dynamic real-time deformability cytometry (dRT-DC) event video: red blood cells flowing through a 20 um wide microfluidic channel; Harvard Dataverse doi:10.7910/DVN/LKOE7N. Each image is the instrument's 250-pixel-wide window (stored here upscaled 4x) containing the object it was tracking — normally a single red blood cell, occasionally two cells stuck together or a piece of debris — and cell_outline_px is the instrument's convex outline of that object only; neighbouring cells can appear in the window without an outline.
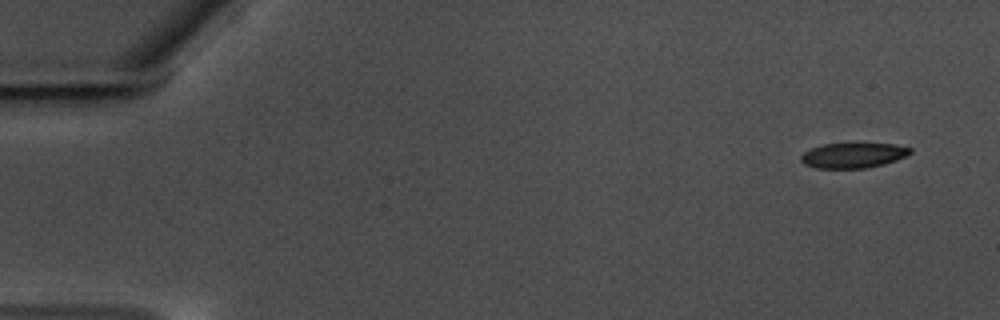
{"species": "common noctule bat (a hibernating species)", "species_latin": "Nyctalus noctula", "temperature_condition": "warm", "stored_images_in_passage": 57, "camera_frame_rate_fps": 3000, "um_per_image_px": 0.085, "animal": {"sex": "male", "body_mass_g": 17.5, "forearm_length_mm": 52.3}, "frame": {"image": 1, "passage_image": 1, "time_ms": 0.0, "image_size_px": [1000, 320], "cell_outline_px": [[912, 152], [896, 160], [884, 164], [864, 168], [816, 168], [804, 164], [800, 160], [800, 156], [804, 152], [812, 148], [824, 144], [896, 144], [912, 148]], "centroid_in_image_um": [72.51, 13.21], "position_along_channel_um": 12.5, "area_um2": 15.84}}
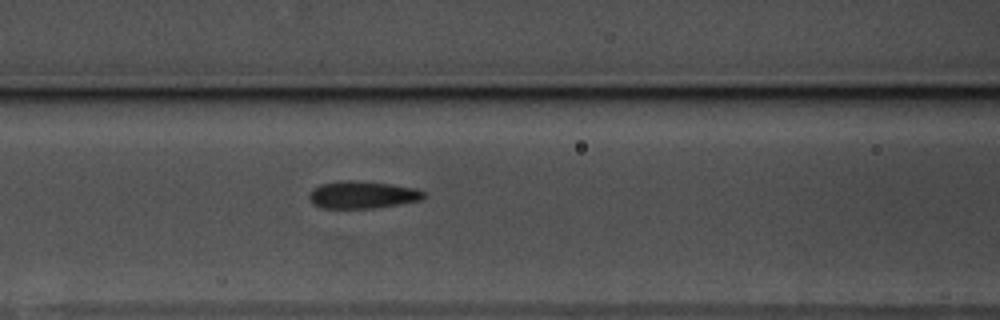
{"frame": {"image": 2, "passage_image": 23, "time_ms": 7.333, "image_size_px": [1000, 320], "cell_outline_px": [[428, 196], [420, 200], [400, 204], [376, 208], [320, 208], [312, 204], [308, 196], [308, 192], [312, 188], [320, 184], [344, 180], [360, 180], [392, 184], [416, 188], [428, 192]], "centroid_in_image_um": [30.82, 16.55], "position_along_channel_um": 135.8, "area_um2": 18.79}}
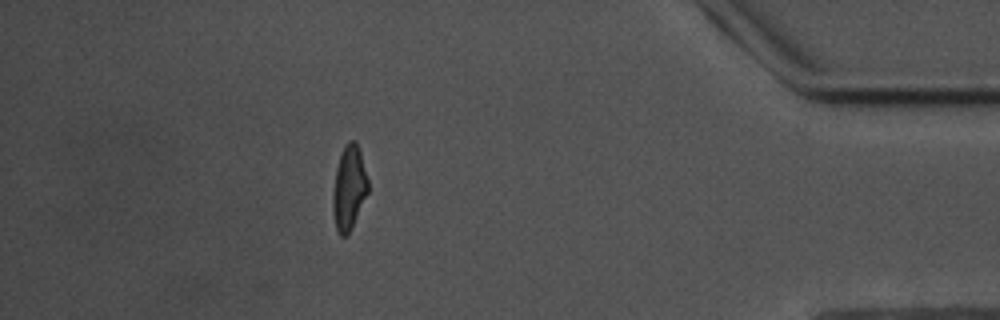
{"frame": {"image": 3, "passage_image": 50, "time_ms": 16.333, "image_size_px": [1000, 320], "cell_outline_px": [[368, 192], [352, 228], [344, 236], [340, 236], [336, 228], [332, 212], [332, 196], [336, 168], [340, 156], [348, 140], [356, 140], [360, 152], [368, 180]], "centroid_in_image_um": [29.65, 15.98], "position_along_channel_um": 405.5, "area_um2": 17.17}, "authors_computed_cell_mechanics": {"area_um2": 17.629, "velocity_mm_per_s": 3.4917, "shape_relaxation_time_tau1_ms": 3.5319, "shape_relaxation_time_tau2_ms": 2.3284, "deformation_change_tau1": 0.1273, "deformation_change_tau2": 0.0829}}